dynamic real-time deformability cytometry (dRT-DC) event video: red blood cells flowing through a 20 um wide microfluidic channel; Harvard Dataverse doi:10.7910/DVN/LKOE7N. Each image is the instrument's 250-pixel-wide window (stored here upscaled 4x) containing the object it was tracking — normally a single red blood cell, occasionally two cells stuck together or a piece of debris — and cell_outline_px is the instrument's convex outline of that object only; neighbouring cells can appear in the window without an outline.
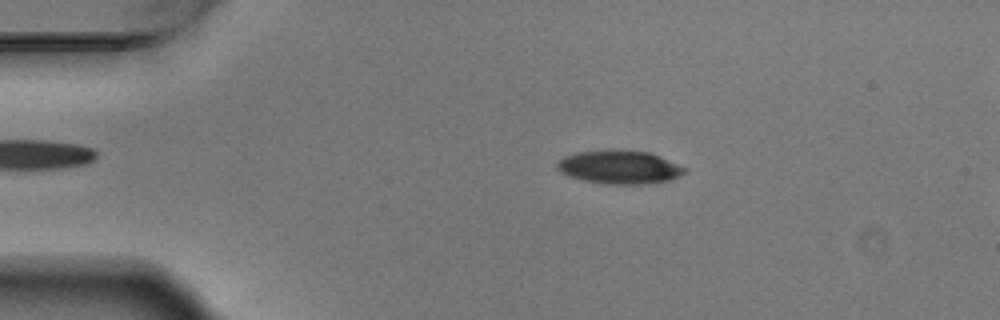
{"species": "Egyptian fruit bat (a non-hibernating species)", "species_latin": "Rousettus aegyptiacus", "temperature_condition": "warm", "stored_images_in_passage": 4, "camera_frame_rate_fps": 3000, "um_per_image_px": 0.085, "animal": {"sex": "male"}, "frame": {"image": 1, "passage_image": 3, "time_ms": 0.667, "image_size_px": [1000, 320], "cell_outline_px": [[688, 168], [684, 172], [668, 180], [640, 184], [612, 184], [584, 180], [560, 172], [556, 168], [556, 164], [564, 156], [576, 152], [648, 152], [660, 156]], "centroid_in_image_um": [52.65, 14.23], "position_along_channel_um": 32.3, "area_um2": 23.76}}